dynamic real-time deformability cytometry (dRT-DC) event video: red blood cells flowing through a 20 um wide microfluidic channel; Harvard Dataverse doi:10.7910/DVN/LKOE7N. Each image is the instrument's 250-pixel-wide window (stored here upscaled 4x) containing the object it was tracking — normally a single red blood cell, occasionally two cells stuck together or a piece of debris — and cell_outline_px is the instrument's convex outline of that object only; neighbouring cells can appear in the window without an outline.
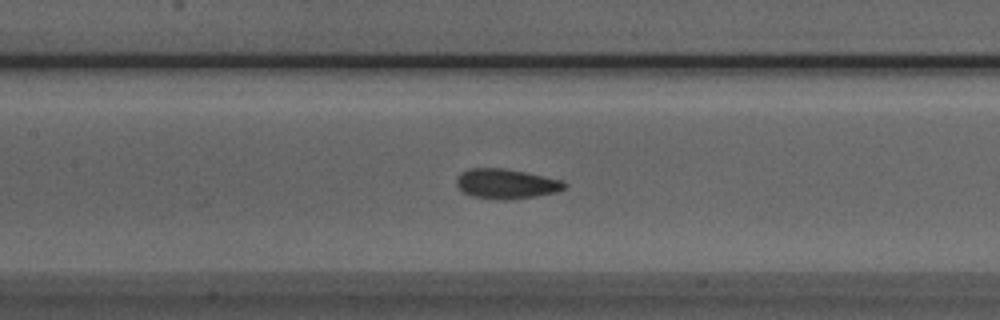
{"species": "Egyptian fruit bat (a non-hibernating species)", "species_latin": "Rousettus aegyptiacus", "temperature_condition": "room temperature", "stored_images_in_passage": 47, "camera_frame_rate_fps": 3000, "um_per_image_px": 0.085, "animal": {"sex": "male"}, "frame": {"image": 1, "passage_image": 18, "time_ms": 5.667, "image_size_px": [1000, 320], "cell_outline_px": [[568, 184], [564, 188], [556, 192], [536, 196], [508, 200], [504, 200], [472, 196], [464, 192], [456, 184], [456, 176], [460, 172], [468, 168], [504, 168], [564, 180]], "centroid_in_image_um": [43.02, 15.61], "position_along_channel_um": 164.4, "area_um2": 18.84}}
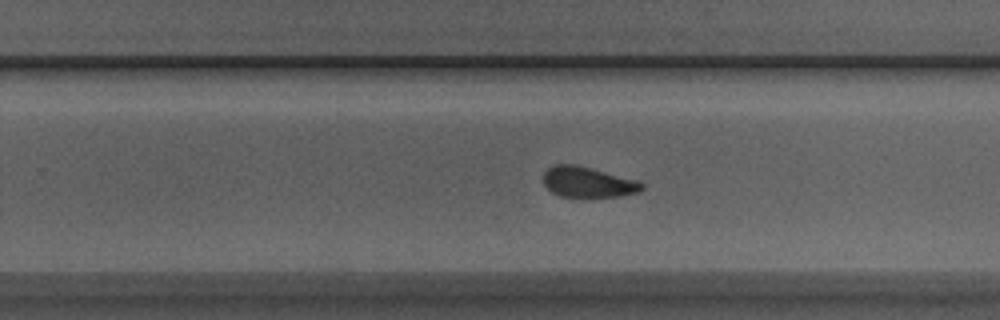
{"frame": {"image": 2, "passage_image": 27, "time_ms": 8.667, "image_size_px": [1000, 320], "cell_outline_px": [[644, 188], [640, 192], [620, 196], [584, 200], [580, 200], [560, 196], [552, 192], [544, 184], [544, 172], [552, 164], [576, 164], [640, 180], [644, 184]], "centroid_in_image_um": [50.01, 15.52], "position_along_channel_um": 279.8, "area_um2": 18.55}}
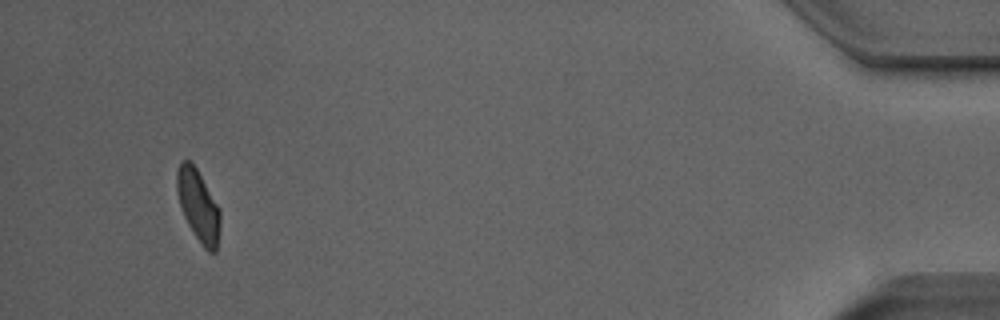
{"frame": {"image": 3, "passage_image": 44, "time_ms": 14.333, "image_size_px": [1000, 320], "cell_outline_px": [[220, 224], [216, 252], [208, 252], [200, 244], [188, 224], [184, 216], [176, 192], [176, 172], [180, 160], [188, 160], [196, 168], [220, 208]], "centroid_in_image_um": [16.84, 17.48], "position_along_channel_um": 418.4, "area_um2": 18.09}, "authors_computed_cell_mechanics": {"area_um2": 18.6694, "velocity_mm_per_s": 3.8678, "shape_relaxation_time_tau1_ms": 4.6795, "shape_relaxation_time_tau2_ms": 1.5973, "deformation_change_tau1": 0.126, "deformation_change_tau2": 0.0669}}